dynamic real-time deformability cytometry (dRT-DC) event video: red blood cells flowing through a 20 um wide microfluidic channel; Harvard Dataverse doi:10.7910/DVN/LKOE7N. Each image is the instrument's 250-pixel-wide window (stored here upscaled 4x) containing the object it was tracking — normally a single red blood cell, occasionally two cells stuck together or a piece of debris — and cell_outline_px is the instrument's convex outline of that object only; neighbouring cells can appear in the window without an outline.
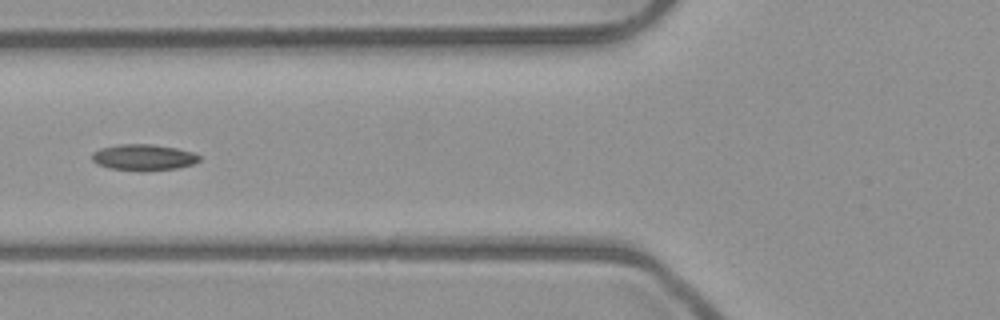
{"species": "common noctule bat (a hibernating species)", "species_latin": "Nyctalus noctula", "temperature_condition": "room temperature", "stored_images_in_passage": 51, "camera_frame_rate_fps": 3000, "um_per_image_px": 0.085, "animal": {"sex": "male", "body_mass_g": 23.1, "forearm_length_mm": 52.7}, "frame": {"image": 1, "passage_image": 20, "time_ms": 6.333, "image_size_px": [1000, 320], "cell_outline_px": [[200, 160], [192, 164], [176, 168], [140, 172], [108, 168], [96, 164], [92, 160], [92, 152], [100, 148], [120, 144], [152, 144], [176, 148], [192, 152], [200, 156]], "centroid_in_image_um": [12.16, 13.38], "position_along_channel_um": 113.6, "area_um2": 16.53}}
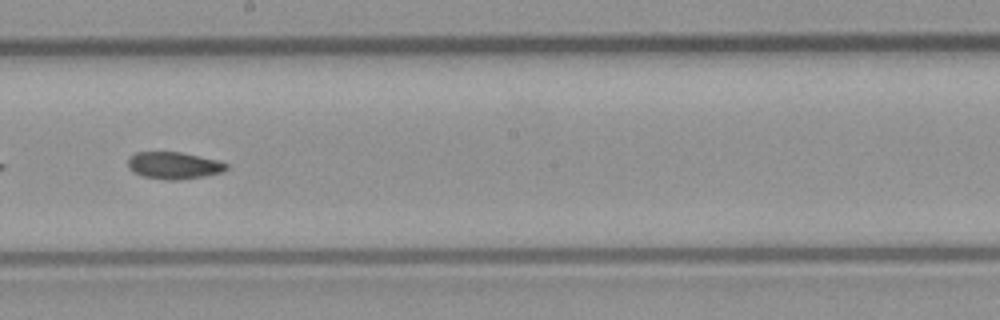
{"frame": {"image": 2, "passage_image": 29, "time_ms": 9.333, "image_size_px": [1000, 320], "cell_outline_px": [[228, 168], [220, 172], [204, 176], [180, 180], [168, 180], [144, 176], [128, 168], [128, 156], [136, 152], [180, 152], [216, 160], [228, 164]], "centroid_in_image_um": [14.75, 14.06], "position_along_channel_um": 233.4, "area_um2": 15.32}}
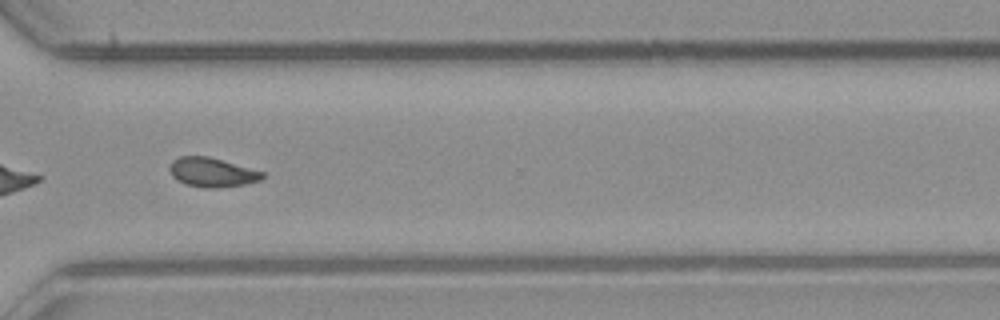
{"frame": {"image": 3, "passage_image": 38, "time_ms": 12.333, "image_size_px": [1000, 320], "cell_outline_px": [[264, 176], [260, 180], [244, 184], [212, 188], [204, 188], [184, 184], [176, 180], [172, 176], [168, 168], [172, 160], [180, 156], [208, 156], [264, 172]], "centroid_in_image_um": [17.97, 14.64], "position_along_channel_um": 352.6, "area_um2": 15.78}, "authors_computed_cell_mechanics": {"area_um2": 16.0106, "velocity_mm_per_s": 3.9869, "shape_relaxation_time_tau1_ms": null, "shape_relaxation_time_tau2_ms": 7.4031, "deformation_change_tau1": null, "deformation_change_tau2": 0.1405}}